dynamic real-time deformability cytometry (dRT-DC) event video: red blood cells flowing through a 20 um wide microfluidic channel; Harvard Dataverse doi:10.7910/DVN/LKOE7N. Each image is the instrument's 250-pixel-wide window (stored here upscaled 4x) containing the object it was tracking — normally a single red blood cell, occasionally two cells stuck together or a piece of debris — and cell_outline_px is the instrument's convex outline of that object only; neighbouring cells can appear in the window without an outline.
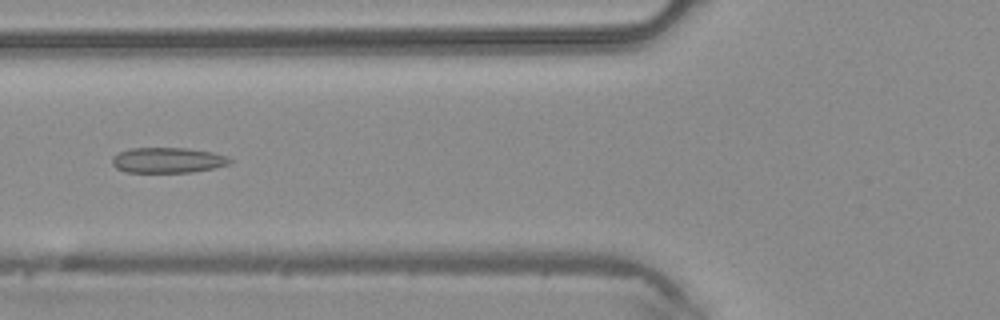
{"species": "common noctule bat (a hibernating species)", "species_latin": "Nyctalus noctula", "temperature_condition": "warm", "stored_images_in_passage": 5, "camera_frame_rate_fps": 3000, "um_per_image_px": 0.085, "animal": {"sex": "male", "body_mass_g": 20.4}, "frame": {"image": 1, "passage_image": 5, "time_ms": 1.333, "image_size_px": [1000, 320], "cell_outline_px": [[232, 160], [228, 164], [216, 168], [192, 172], [124, 172], [116, 168], [112, 164], [112, 156], [120, 152], [132, 148], [188, 148], [212, 152], [228, 156]], "centroid_in_image_um": [14.26, 13.62], "position_along_channel_um": 111.5, "area_um2": 17.51}}